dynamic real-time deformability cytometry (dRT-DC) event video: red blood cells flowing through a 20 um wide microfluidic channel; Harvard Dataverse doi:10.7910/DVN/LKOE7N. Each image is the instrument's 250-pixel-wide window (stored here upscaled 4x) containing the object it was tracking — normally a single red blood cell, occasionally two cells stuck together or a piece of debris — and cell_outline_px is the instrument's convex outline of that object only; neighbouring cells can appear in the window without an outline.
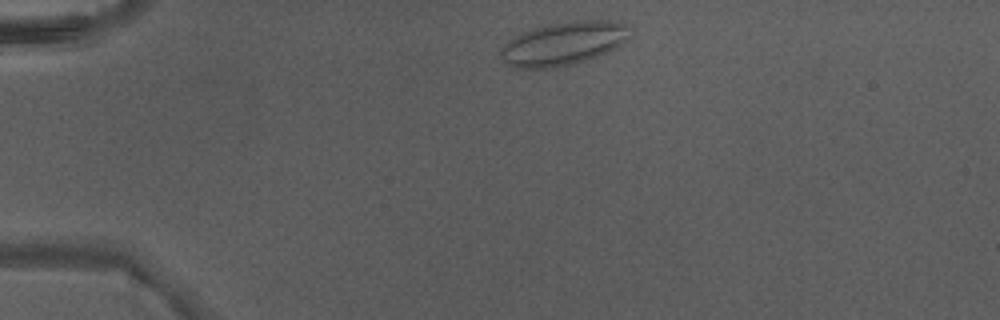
{"species": "Egyptian fruit bat (a non-hibernating species)", "species_latin": "Rousettus aegyptiacus", "temperature_condition": "warm", "stored_images_in_passage": 38, "camera_frame_rate_fps": 3000, "um_per_image_px": 0.085, "animal": {"sex": "male"}, "frame": {"image": 1, "passage_image": 2, "time_ms": 0.333, "image_size_px": [1000, 320], "cell_outline_px": [[632, 36], [616, 48], [608, 52], [588, 60], [572, 64], [552, 68], [516, 68], [508, 64], [500, 56], [500, 48], [508, 40], [524, 32], [548, 24], [580, 20], [608, 20], [632, 24]], "centroid_in_image_um": [47.98, 3.69], "position_along_channel_um": 37.0, "area_um2": 33.0}}
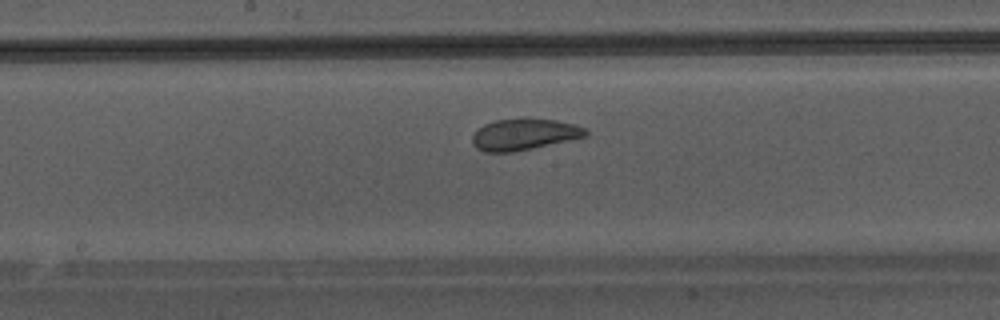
{"frame": {"image": 2, "passage_image": 17, "time_ms": 5.333, "image_size_px": [1000, 320], "cell_outline_px": [[588, 136], [532, 148], [512, 152], [484, 152], [476, 148], [472, 144], [472, 136], [476, 128], [484, 124], [496, 120], [556, 120], [572, 124], [584, 128], [588, 132]], "centroid_in_image_um": [44.49, 11.45], "position_along_channel_um": 203.7, "area_um2": 20.29}}
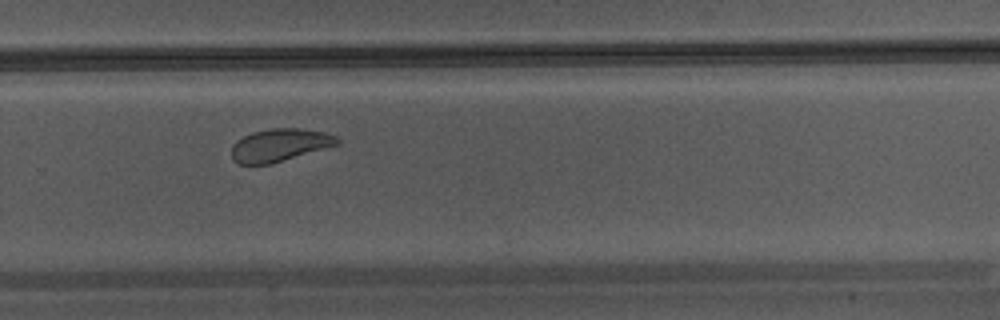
{"frame": {"image": 3, "passage_image": 24, "time_ms": 7.667, "image_size_px": [1000, 320], "cell_outline_px": [[340, 144], [268, 164], [240, 164], [232, 160], [232, 144], [236, 140], [252, 132], [272, 128], [300, 128], [324, 132], [336, 136], [340, 140]], "centroid_in_image_um": [23.76, 12.32], "position_along_channel_um": 306.0, "area_um2": 20.0}}